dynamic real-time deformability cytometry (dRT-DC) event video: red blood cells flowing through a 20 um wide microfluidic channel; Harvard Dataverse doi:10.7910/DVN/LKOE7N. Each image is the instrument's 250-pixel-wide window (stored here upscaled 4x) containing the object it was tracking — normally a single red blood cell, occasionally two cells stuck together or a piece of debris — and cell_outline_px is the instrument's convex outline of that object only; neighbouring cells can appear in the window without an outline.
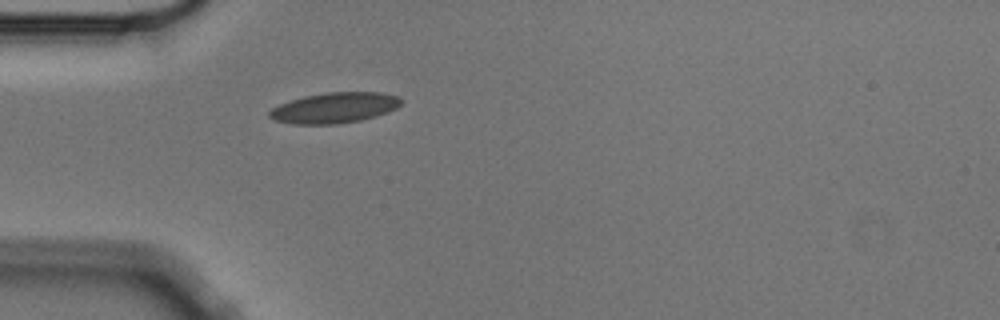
{"species": "Egyptian fruit bat (a non-hibernating species)", "species_latin": "Rousettus aegyptiacus", "temperature_condition": "cold", "stored_images_in_passage": 1, "camera_frame_rate_fps": 3000, "um_per_image_px": 0.085, "animal": {"sex": "male"}, "frame": {"image": 1, "passage_image": 1, "time_ms": 0.0, "image_size_px": [1000, 320], "cell_outline_px": [[404, 100], [396, 108], [388, 112], [376, 116], [360, 120], [336, 124], [292, 124], [272, 120], [268, 116], [268, 112], [272, 108], [280, 104], [304, 96], [328, 92], [384, 92], [396, 96]], "centroid_in_image_um": [28.43, 9.16], "position_along_channel_um": 56.6, "area_um2": 23.52}}